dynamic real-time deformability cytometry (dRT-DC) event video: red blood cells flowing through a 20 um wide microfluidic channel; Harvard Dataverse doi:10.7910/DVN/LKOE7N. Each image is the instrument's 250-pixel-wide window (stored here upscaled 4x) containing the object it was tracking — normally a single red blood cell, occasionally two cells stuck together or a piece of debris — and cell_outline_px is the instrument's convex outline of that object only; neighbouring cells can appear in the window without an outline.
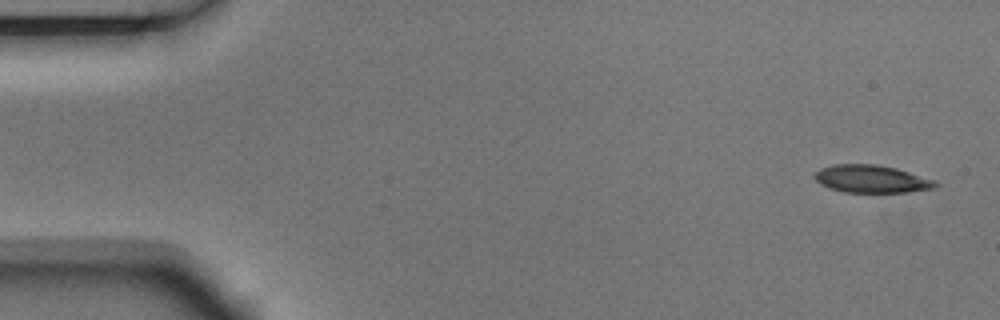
{"species": "Egyptian fruit bat (a non-hibernating species)", "species_latin": "Rousettus aegyptiacus", "temperature_condition": "room temperature", "stored_images_in_passage": 4, "camera_frame_rate_fps": 3000, "um_per_image_px": 0.085, "animal": {"sex": "male"}, "frame": {"image": 1, "passage_image": 1, "time_ms": 0.0, "image_size_px": [1000, 320], "cell_outline_px": [[940, 184], [936, 188], [908, 192], [844, 192], [828, 188], [820, 184], [812, 176], [820, 168], [832, 164], [876, 164], [896, 168], [936, 180]], "centroid_in_image_um": [74.08, 15.21], "position_along_channel_um": 10.9, "area_um2": 19.71}}
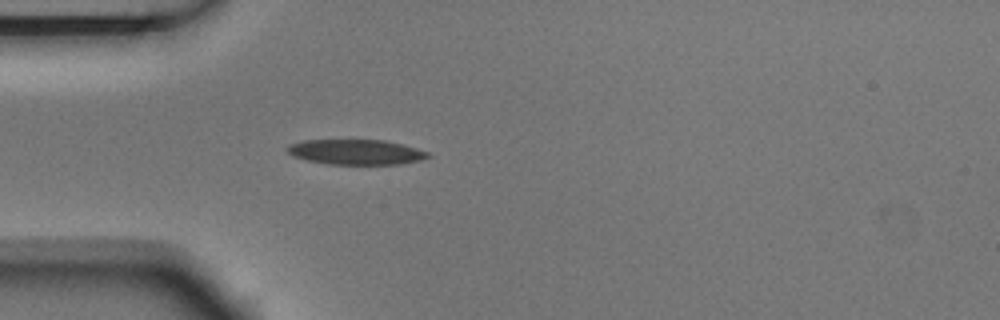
{"frame": {"image": 2, "passage_image": 4, "time_ms": 1.0, "image_size_px": [1000, 320], "cell_outline_px": [[432, 156], [420, 160], [400, 164], [328, 164], [308, 160], [292, 156], [284, 148], [288, 144], [304, 140], [384, 140], [416, 148], [428, 152]], "centroid_in_image_um": [30.22, 12.92], "position_along_channel_um": 54.8, "area_um2": 20.58}}